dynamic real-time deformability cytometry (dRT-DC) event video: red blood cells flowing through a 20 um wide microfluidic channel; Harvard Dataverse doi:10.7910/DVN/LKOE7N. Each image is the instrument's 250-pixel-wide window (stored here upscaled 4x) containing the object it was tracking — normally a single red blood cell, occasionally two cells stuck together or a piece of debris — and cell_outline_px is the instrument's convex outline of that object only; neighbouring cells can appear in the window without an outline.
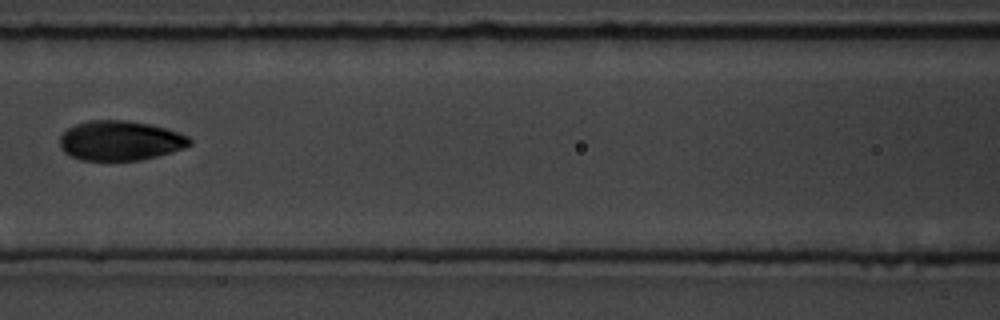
{"species": "common noctule bat (a hibernating species)", "species_latin": "Nyctalus noctula", "temperature_condition": "room temperature", "stored_images_in_passage": 15, "camera_frame_rate_fps": 3000, "um_per_image_px": 0.085, "animal": {"sex": "male", "body_mass_g": 19.5, "forearm_length_mm": 54.6}, "frame": {"image": 1, "passage_image": 7, "time_ms": 7.667, "image_size_px": [1000, 320], "cell_outline_px": [[192, 144], [184, 148], [172, 152], [140, 160], [80, 160], [64, 152], [60, 144], [60, 136], [68, 128], [76, 124], [88, 120], [128, 120], [152, 124], [168, 128], [188, 136], [192, 140]], "centroid_in_image_um": [10.24, 11.94], "position_along_channel_um": 156.4, "area_um2": 30.23}}
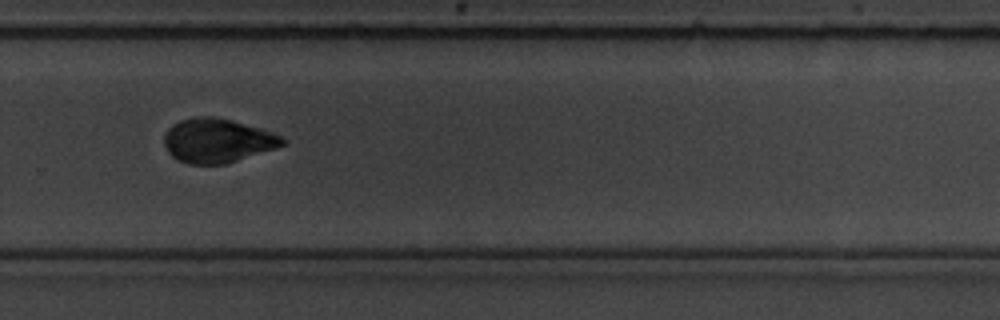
{"frame": {"image": 2, "passage_image": 11, "time_ms": 12.0, "image_size_px": [1000, 320], "cell_outline_px": [[284, 144], [276, 148], [228, 164], [188, 164], [172, 156], [168, 152], [164, 144], [164, 132], [172, 124], [180, 120], [196, 116], [212, 116], [232, 120], [260, 128], [272, 132], [280, 136], [284, 140]], "centroid_in_image_um": [18.45, 11.95], "position_along_channel_um": 311.3, "area_um2": 30.52}}